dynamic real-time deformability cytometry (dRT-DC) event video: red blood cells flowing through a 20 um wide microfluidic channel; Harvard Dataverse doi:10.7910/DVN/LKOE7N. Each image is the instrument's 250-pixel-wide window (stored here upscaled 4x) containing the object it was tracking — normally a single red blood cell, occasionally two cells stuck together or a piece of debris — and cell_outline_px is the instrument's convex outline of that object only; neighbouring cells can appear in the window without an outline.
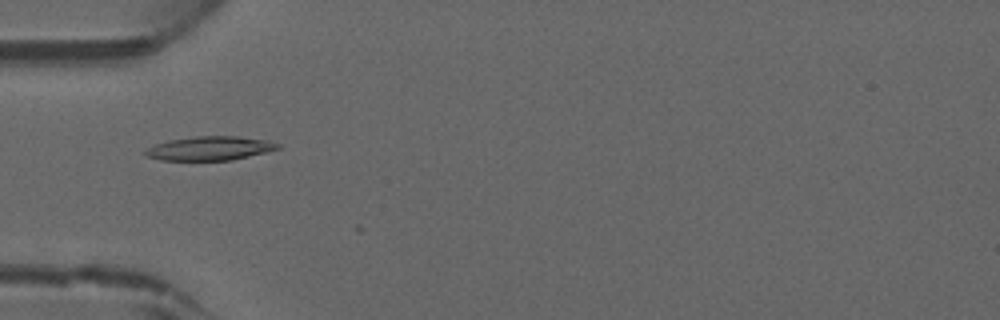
{"species": "common noctule bat (a hibernating species)", "species_latin": "Nyctalus noctula", "temperature_condition": "warm", "stored_images_in_passage": 6, "camera_frame_rate_fps": 3000, "um_per_image_px": 0.085, "animal": {"sex": "male", "forearm_length_mm": 52.5}, "frame": {"image": 1, "passage_image": 1, "time_ms": 0.0, "image_size_px": [1000, 320], "cell_outline_px": [[280, 148], [232, 160], [160, 160], [148, 156], [144, 152], [148, 148], [156, 144], [168, 140], [196, 136], [236, 136], [268, 140], [280, 144]], "centroid_in_image_um": [17.84, 12.6], "position_along_channel_um": 67.2, "area_um2": 18.26}}
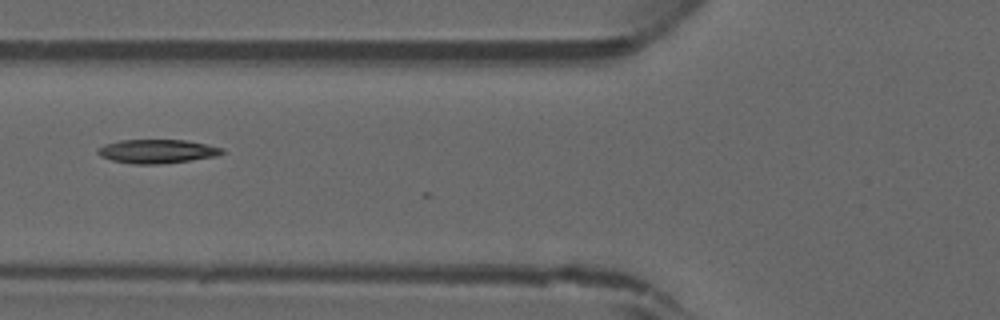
{"frame": {"image": 2, "passage_image": 4, "time_ms": 1.0, "image_size_px": [1000, 320], "cell_outline_px": [[224, 152], [216, 156], [160, 164], [136, 164], [112, 160], [100, 156], [96, 152], [96, 148], [104, 144], [120, 140], [188, 140], [224, 148]], "centroid_in_image_um": [13.32, 12.85], "position_along_channel_um": 112.5, "area_um2": 17.22}}